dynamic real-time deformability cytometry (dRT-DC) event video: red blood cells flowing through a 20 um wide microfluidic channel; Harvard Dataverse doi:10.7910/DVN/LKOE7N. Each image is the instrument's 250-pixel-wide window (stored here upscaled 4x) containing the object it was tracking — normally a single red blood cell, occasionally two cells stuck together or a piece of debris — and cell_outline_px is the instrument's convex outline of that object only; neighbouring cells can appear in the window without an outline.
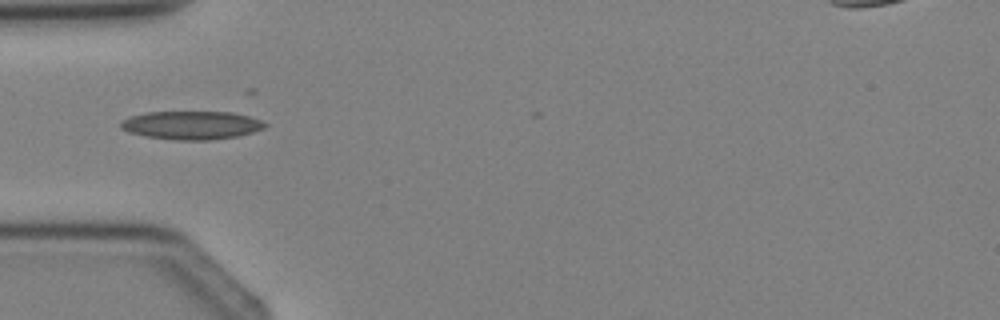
{"species": "Egyptian fruit bat (a non-hibernating species)", "species_latin": "Rousettus aegyptiacus", "temperature_condition": "cold", "stored_images_in_passage": 3, "camera_frame_rate_fps": 3000, "um_per_image_px": 0.085, "animal": {"sex": "female"}, "frame": {"image": 1, "passage_image": 3, "time_ms": 2.333, "image_size_px": [1000, 320], "cell_outline_px": [[268, 124], [264, 128], [252, 132], [236, 136], [212, 140], [176, 140], [144, 136], [128, 132], [120, 128], [120, 120], [132, 116], [148, 112], [232, 112], [248, 116], [260, 120]], "centroid_in_image_um": [16.25, 10.64], "position_along_channel_um": 68.7, "area_um2": 23.81}}